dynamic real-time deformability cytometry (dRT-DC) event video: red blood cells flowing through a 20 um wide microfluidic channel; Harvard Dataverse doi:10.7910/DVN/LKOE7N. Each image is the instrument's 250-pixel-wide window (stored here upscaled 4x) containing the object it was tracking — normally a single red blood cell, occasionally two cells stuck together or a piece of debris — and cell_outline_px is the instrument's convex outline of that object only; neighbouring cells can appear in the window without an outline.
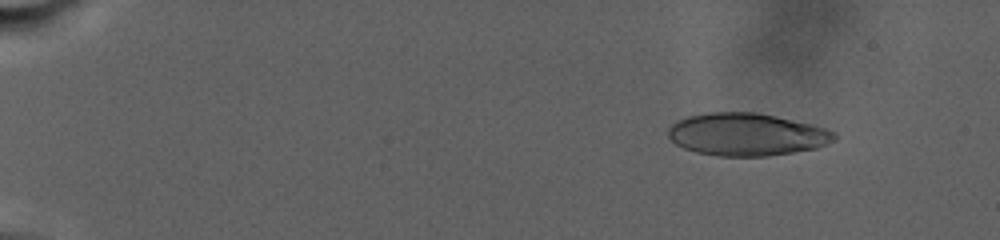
{"species": "human", "species_latin": "Homo sapiens", "temperature_condition": "warm", "stored_images_in_passage": 34, "camera_frame_rate_fps": 3000, "um_per_image_px": 0.085, "donor": {"sex": "male"}, "frame": {"image": 1, "passage_image": 6, "time_ms": 3.667, "image_size_px": [1000, 240], "cell_outline_px": [[836, 140], [816, 148], [768, 156], [716, 156], [696, 152], [684, 148], [676, 144], [668, 136], [668, 128], [676, 120], [688, 116], [708, 112], [756, 112], [776, 116], [812, 124], [836, 132]], "centroid_in_image_um": [63.46, 11.42], "position_along_channel_um": 21.5, "area_um2": 41.33}}
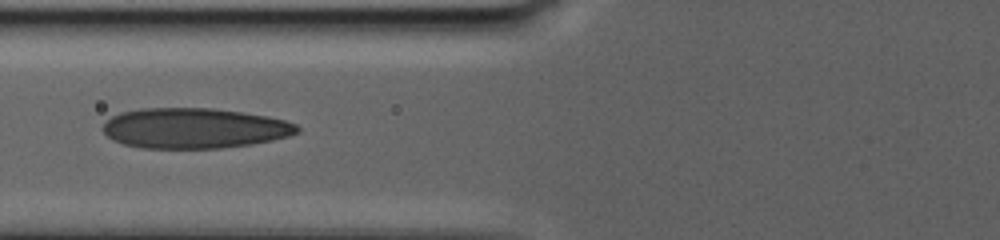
{"frame": {"image": 2, "passage_image": 21, "time_ms": 13.333, "image_size_px": [1000, 240], "cell_outline_px": [[300, 132], [288, 136], [272, 140], [252, 144], [220, 148], [140, 148], [124, 144], [112, 140], [100, 128], [112, 116], [120, 112], [140, 108], [212, 108], [268, 116], [284, 120], [296, 124], [300, 128]], "centroid_in_image_um": [16.5, 10.9], "position_along_channel_um": 109.3, "area_um2": 45.78}}
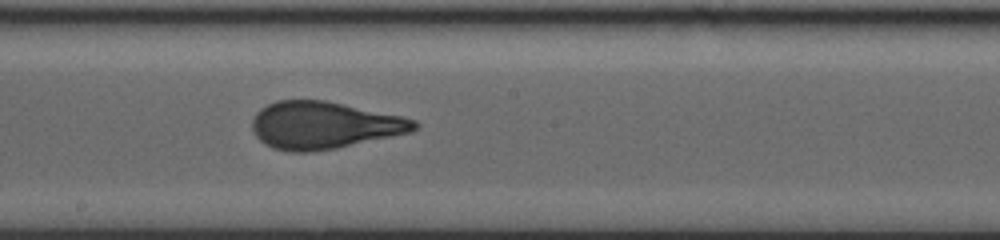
{"frame": {"image": 3, "passage_image": 33, "time_ms": 18.0, "image_size_px": [1000, 240], "cell_outline_px": [[420, 124], [412, 132], [336, 148], [312, 152], [288, 152], [272, 148], [264, 144], [252, 132], [252, 116], [260, 108], [276, 100], [324, 100], [400, 116], [416, 120]], "centroid_in_image_um": [27.49, 10.65], "position_along_channel_um": 220.7, "area_um2": 44.74}}